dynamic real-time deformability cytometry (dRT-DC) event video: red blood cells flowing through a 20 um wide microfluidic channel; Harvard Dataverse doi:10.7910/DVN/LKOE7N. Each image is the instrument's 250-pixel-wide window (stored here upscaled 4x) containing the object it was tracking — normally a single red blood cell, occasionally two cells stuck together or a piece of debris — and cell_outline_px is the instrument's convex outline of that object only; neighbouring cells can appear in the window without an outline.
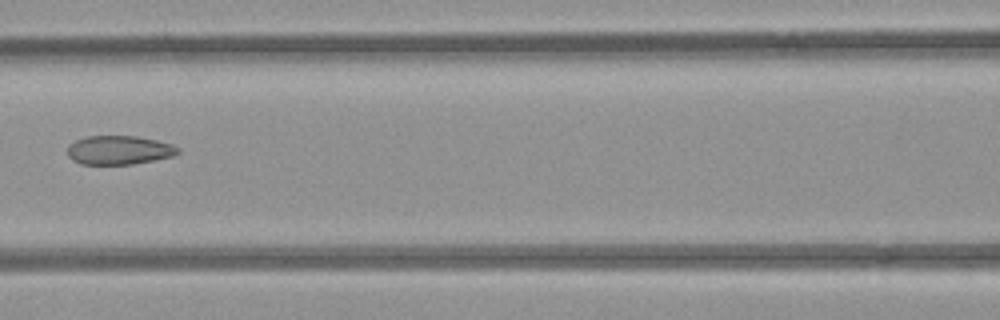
{"species": "common noctule bat (a hibernating species)", "species_latin": "Nyctalus noctula", "temperature_condition": "room temperature", "stored_images_in_passage": 8, "camera_frame_rate_fps": 3000, "um_per_image_px": 0.085, "animal": {"sex": "female", "body_mass_g": 21.9}, "frame": {"image": 1, "passage_image": 6, "time_ms": 6.667, "image_size_px": [1000, 320], "cell_outline_px": [[180, 152], [172, 156], [132, 164], [80, 164], [72, 160], [68, 156], [68, 144], [76, 140], [88, 136], [136, 136], [156, 140], [172, 144], [180, 148]], "centroid_in_image_um": [10.1, 12.75], "position_along_channel_um": 156.5, "area_um2": 18.55}}
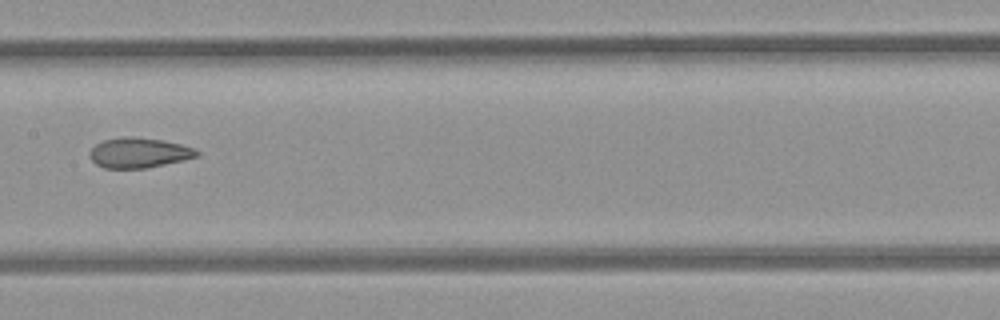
{"frame": {"image": 2, "passage_image": 7, "time_ms": 7.667, "image_size_px": [1000, 320], "cell_outline_px": [[200, 156], [164, 164], [144, 168], [104, 168], [96, 164], [92, 160], [88, 152], [96, 144], [104, 140], [124, 136], [128, 136], [164, 140], [196, 148], [200, 152]], "centroid_in_image_um": [11.82, 12.98], "position_along_channel_um": 195.6, "area_um2": 18.79}}
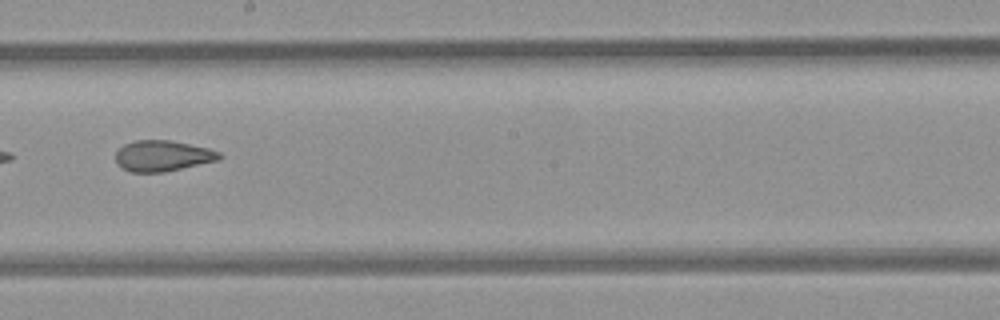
{"frame": {"image": 3, "passage_image": 8, "time_ms": 8.667, "image_size_px": [1000, 320], "cell_outline_px": [[224, 156], [220, 160], [164, 172], [132, 172], [120, 168], [116, 164], [116, 152], [124, 144], [136, 140], [172, 140], [208, 148], [220, 152]], "centroid_in_image_um": [13.84, 13.25], "position_along_channel_um": 234.4, "area_um2": 18.84}}